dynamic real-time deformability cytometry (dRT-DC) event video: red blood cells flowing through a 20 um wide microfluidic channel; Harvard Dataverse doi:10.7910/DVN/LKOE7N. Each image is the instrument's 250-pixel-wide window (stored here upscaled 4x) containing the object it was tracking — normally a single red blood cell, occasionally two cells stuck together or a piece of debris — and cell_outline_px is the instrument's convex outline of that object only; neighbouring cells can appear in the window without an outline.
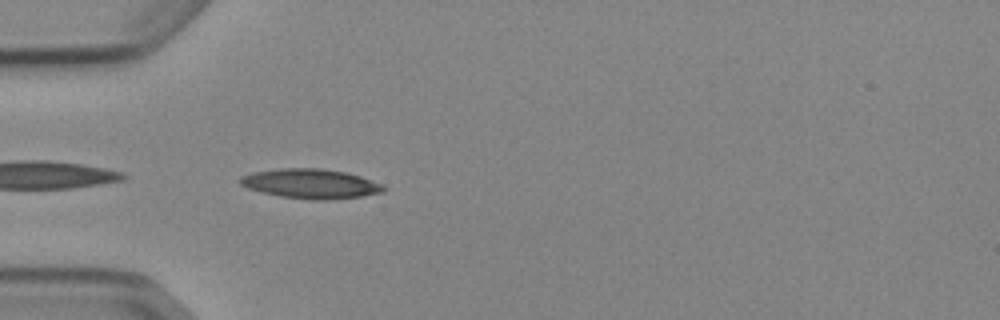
{"species": "Egyptian fruit bat (a non-hibernating species)", "species_latin": "Rousettus aegyptiacus", "temperature_condition": "cold", "stored_images_in_passage": 35, "camera_frame_rate_fps": 3000, "um_per_image_px": 0.085, "animal": {"sex": "female"}, "frame": {"image": 1, "passage_image": 1, "time_ms": 0.0, "image_size_px": [1000, 320], "cell_outline_px": [[388, 188], [380, 192], [360, 196], [324, 200], [316, 200], [280, 196], [248, 188], [240, 184], [236, 180], [240, 176], [252, 172], [280, 168], [320, 168], [344, 172], [360, 176], [380, 184]], "centroid_in_image_um": [26.34, 15.6], "position_along_channel_um": 58.7, "area_um2": 24.45}, "authors_computed_cell_mechanics": {"area_um2": 22.253, "velocity_mm_per_s": 3.8827, "shape_relaxation_time_tau1_ms": null, "shape_relaxation_time_tau2_ms": 6.9972, "deformation_change_tau1": null, "deformation_change_tau2": 0.1644}}